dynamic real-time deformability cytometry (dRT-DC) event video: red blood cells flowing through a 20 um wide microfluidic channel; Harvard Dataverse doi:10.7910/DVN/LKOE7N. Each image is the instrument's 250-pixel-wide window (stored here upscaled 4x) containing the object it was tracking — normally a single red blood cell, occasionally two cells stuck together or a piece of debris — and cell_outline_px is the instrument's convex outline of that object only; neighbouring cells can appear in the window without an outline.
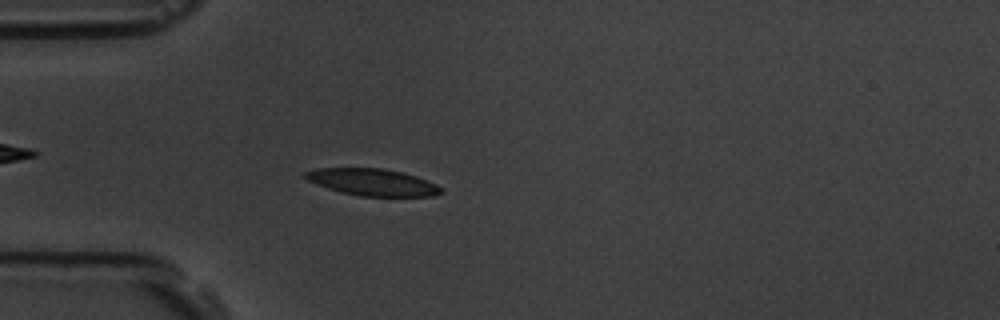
{"species": "common noctule bat (a hibernating species)", "species_latin": "Nyctalus noctula", "temperature_condition": "room temperature", "stored_images_in_passage": 5, "camera_frame_rate_fps": 3000, "um_per_image_px": 0.085, "animal": {"sex": "male", "body_mass_g": 19.5, "forearm_length_mm": 54.6}, "frame": {"image": 1, "passage_image": 5, "time_ms": 5.667, "image_size_px": [1000, 320], "cell_outline_px": [[444, 192], [432, 196], [360, 196], [340, 192], [316, 184], [308, 180], [304, 176], [304, 172], [316, 168], [384, 168], [416, 176], [436, 184]], "centroid_in_image_um": [31.64, 15.48], "position_along_channel_um": 53.4, "area_um2": 21.15}}